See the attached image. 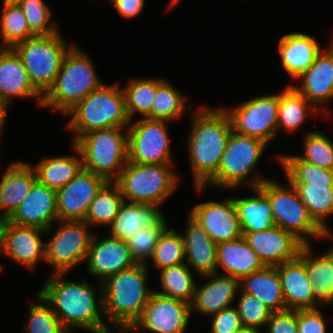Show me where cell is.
Here are the masks:
<instances>
[{
	"label": "cell",
	"mask_w": 333,
	"mask_h": 333,
	"mask_svg": "<svg viewBox=\"0 0 333 333\" xmlns=\"http://www.w3.org/2000/svg\"><path fill=\"white\" fill-rule=\"evenodd\" d=\"M16 97L35 98L42 106L43 96L31 84L19 55L13 48H0V103L8 109Z\"/></svg>",
	"instance_id": "obj_22"
},
{
	"label": "cell",
	"mask_w": 333,
	"mask_h": 333,
	"mask_svg": "<svg viewBox=\"0 0 333 333\" xmlns=\"http://www.w3.org/2000/svg\"><path fill=\"white\" fill-rule=\"evenodd\" d=\"M72 149L78 155L46 156L41 158L36 165H32L37 181L58 190L73 179L83 168V164L79 149L74 144H72Z\"/></svg>",
	"instance_id": "obj_34"
},
{
	"label": "cell",
	"mask_w": 333,
	"mask_h": 333,
	"mask_svg": "<svg viewBox=\"0 0 333 333\" xmlns=\"http://www.w3.org/2000/svg\"><path fill=\"white\" fill-rule=\"evenodd\" d=\"M235 333H263L261 329L242 326Z\"/></svg>",
	"instance_id": "obj_52"
},
{
	"label": "cell",
	"mask_w": 333,
	"mask_h": 333,
	"mask_svg": "<svg viewBox=\"0 0 333 333\" xmlns=\"http://www.w3.org/2000/svg\"><path fill=\"white\" fill-rule=\"evenodd\" d=\"M125 95L126 112L132 123L136 113L145 118L150 112L157 92V78H137L129 80L122 88Z\"/></svg>",
	"instance_id": "obj_39"
},
{
	"label": "cell",
	"mask_w": 333,
	"mask_h": 333,
	"mask_svg": "<svg viewBox=\"0 0 333 333\" xmlns=\"http://www.w3.org/2000/svg\"><path fill=\"white\" fill-rule=\"evenodd\" d=\"M243 237L264 266H277L295 259L305 245L294 234L278 226L264 231L246 233Z\"/></svg>",
	"instance_id": "obj_19"
},
{
	"label": "cell",
	"mask_w": 333,
	"mask_h": 333,
	"mask_svg": "<svg viewBox=\"0 0 333 333\" xmlns=\"http://www.w3.org/2000/svg\"><path fill=\"white\" fill-rule=\"evenodd\" d=\"M0 17V48H13L16 44L36 36L28 27L26 17L19 5L2 4Z\"/></svg>",
	"instance_id": "obj_40"
},
{
	"label": "cell",
	"mask_w": 333,
	"mask_h": 333,
	"mask_svg": "<svg viewBox=\"0 0 333 333\" xmlns=\"http://www.w3.org/2000/svg\"><path fill=\"white\" fill-rule=\"evenodd\" d=\"M188 214L203 227L216 245L243 237L232 197L223 202L210 200L198 203Z\"/></svg>",
	"instance_id": "obj_18"
},
{
	"label": "cell",
	"mask_w": 333,
	"mask_h": 333,
	"mask_svg": "<svg viewBox=\"0 0 333 333\" xmlns=\"http://www.w3.org/2000/svg\"><path fill=\"white\" fill-rule=\"evenodd\" d=\"M235 133L255 137L265 143L278 135L279 94L253 97L234 108L223 107Z\"/></svg>",
	"instance_id": "obj_13"
},
{
	"label": "cell",
	"mask_w": 333,
	"mask_h": 333,
	"mask_svg": "<svg viewBox=\"0 0 333 333\" xmlns=\"http://www.w3.org/2000/svg\"><path fill=\"white\" fill-rule=\"evenodd\" d=\"M113 8L125 18H134L143 12L145 0H110Z\"/></svg>",
	"instance_id": "obj_50"
},
{
	"label": "cell",
	"mask_w": 333,
	"mask_h": 333,
	"mask_svg": "<svg viewBox=\"0 0 333 333\" xmlns=\"http://www.w3.org/2000/svg\"><path fill=\"white\" fill-rule=\"evenodd\" d=\"M302 144L303 154L296 155L300 160L333 170V142L329 136L321 131H308Z\"/></svg>",
	"instance_id": "obj_42"
},
{
	"label": "cell",
	"mask_w": 333,
	"mask_h": 333,
	"mask_svg": "<svg viewBox=\"0 0 333 333\" xmlns=\"http://www.w3.org/2000/svg\"><path fill=\"white\" fill-rule=\"evenodd\" d=\"M320 112L290 84L279 93L278 133L293 132L301 128L310 113Z\"/></svg>",
	"instance_id": "obj_35"
},
{
	"label": "cell",
	"mask_w": 333,
	"mask_h": 333,
	"mask_svg": "<svg viewBox=\"0 0 333 333\" xmlns=\"http://www.w3.org/2000/svg\"><path fill=\"white\" fill-rule=\"evenodd\" d=\"M255 196H232L242 234L268 230L275 225L268 197L258 188H251Z\"/></svg>",
	"instance_id": "obj_33"
},
{
	"label": "cell",
	"mask_w": 333,
	"mask_h": 333,
	"mask_svg": "<svg viewBox=\"0 0 333 333\" xmlns=\"http://www.w3.org/2000/svg\"><path fill=\"white\" fill-rule=\"evenodd\" d=\"M278 41L281 66L292 80L305 72L323 50L315 37L302 32L283 35Z\"/></svg>",
	"instance_id": "obj_28"
},
{
	"label": "cell",
	"mask_w": 333,
	"mask_h": 333,
	"mask_svg": "<svg viewBox=\"0 0 333 333\" xmlns=\"http://www.w3.org/2000/svg\"><path fill=\"white\" fill-rule=\"evenodd\" d=\"M117 333H130L129 331H119Z\"/></svg>",
	"instance_id": "obj_55"
},
{
	"label": "cell",
	"mask_w": 333,
	"mask_h": 333,
	"mask_svg": "<svg viewBox=\"0 0 333 333\" xmlns=\"http://www.w3.org/2000/svg\"><path fill=\"white\" fill-rule=\"evenodd\" d=\"M147 264H135L108 277L102 285L103 313L113 331H128L140 318L153 289Z\"/></svg>",
	"instance_id": "obj_3"
},
{
	"label": "cell",
	"mask_w": 333,
	"mask_h": 333,
	"mask_svg": "<svg viewBox=\"0 0 333 333\" xmlns=\"http://www.w3.org/2000/svg\"><path fill=\"white\" fill-rule=\"evenodd\" d=\"M123 202L118 185L115 182H107L91 202L84 221L91 228L100 225L108 227L117 216Z\"/></svg>",
	"instance_id": "obj_38"
},
{
	"label": "cell",
	"mask_w": 333,
	"mask_h": 333,
	"mask_svg": "<svg viewBox=\"0 0 333 333\" xmlns=\"http://www.w3.org/2000/svg\"><path fill=\"white\" fill-rule=\"evenodd\" d=\"M178 2H179V0H171L169 2L168 9H171V7L175 6V4H177Z\"/></svg>",
	"instance_id": "obj_54"
},
{
	"label": "cell",
	"mask_w": 333,
	"mask_h": 333,
	"mask_svg": "<svg viewBox=\"0 0 333 333\" xmlns=\"http://www.w3.org/2000/svg\"><path fill=\"white\" fill-rule=\"evenodd\" d=\"M94 234L86 257L87 271L104 282L108 277L136 264L125 240L97 239Z\"/></svg>",
	"instance_id": "obj_21"
},
{
	"label": "cell",
	"mask_w": 333,
	"mask_h": 333,
	"mask_svg": "<svg viewBox=\"0 0 333 333\" xmlns=\"http://www.w3.org/2000/svg\"><path fill=\"white\" fill-rule=\"evenodd\" d=\"M172 166L127 162L114 182L124 201L160 207L178 186L179 176Z\"/></svg>",
	"instance_id": "obj_8"
},
{
	"label": "cell",
	"mask_w": 333,
	"mask_h": 333,
	"mask_svg": "<svg viewBox=\"0 0 333 333\" xmlns=\"http://www.w3.org/2000/svg\"><path fill=\"white\" fill-rule=\"evenodd\" d=\"M310 244L304 245L299 257L304 261L314 298L322 305L333 304V247L320 256H313Z\"/></svg>",
	"instance_id": "obj_29"
},
{
	"label": "cell",
	"mask_w": 333,
	"mask_h": 333,
	"mask_svg": "<svg viewBox=\"0 0 333 333\" xmlns=\"http://www.w3.org/2000/svg\"><path fill=\"white\" fill-rule=\"evenodd\" d=\"M212 316L210 333H235L242 327L240 316L235 306L222 309Z\"/></svg>",
	"instance_id": "obj_48"
},
{
	"label": "cell",
	"mask_w": 333,
	"mask_h": 333,
	"mask_svg": "<svg viewBox=\"0 0 333 333\" xmlns=\"http://www.w3.org/2000/svg\"><path fill=\"white\" fill-rule=\"evenodd\" d=\"M322 315L318 308L298 310L299 333H327V325Z\"/></svg>",
	"instance_id": "obj_49"
},
{
	"label": "cell",
	"mask_w": 333,
	"mask_h": 333,
	"mask_svg": "<svg viewBox=\"0 0 333 333\" xmlns=\"http://www.w3.org/2000/svg\"><path fill=\"white\" fill-rule=\"evenodd\" d=\"M267 333H299L298 310L272 312L265 327Z\"/></svg>",
	"instance_id": "obj_47"
},
{
	"label": "cell",
	"mask_w": 333,
	"mask_h": 333,
	"mask_svg": "<svg viewBox=\"0 0 333 333\" xmlns=\"http://www.w3.org/2000/svg\"><path fill=\"white\" fill-rule=\"evenodd\" d=\"M8 221L20 226L40 228L49 234L54 221H58L56 190L36 181Z\"/></svg>",
	"instance_id": "obj_20"
},
{
	"label": "cell",
	"mask_w": 333,
	"mask_h": 333,
	"mask_svg": "<svg viewBox=\"0 0 333 333\" xmlns=\"http://www.w3.org/2000/svg\"><path fill=\"white\" fill-rule=\"evenodd\" d=\"M264 267L257 254L244 237L225 241L217 245V272L224 269L225 275L237 279L259 271Z\"/></svg>",
	"instance_id": "obj_31"
},
{
	"label": "cell",
	"mask_w": 333,
	"mask_h": 333,
	"mask_svg": "<svg viewBox=\"0 0 333 333\" xmlns=\"http://www.w3.org/2000/svg\"><path fill=\"white\" fill-rule=\"evenodd\" d=\"M187 98L171 85L167 79L157 78V92L151 107V112L145 117L152 120H165L168 122L180 119L181 115H186V110H192L186 105Z\"/></svg>",
	"instance_id": "obj_36"
},
{
	"label": "cell",
	"mask_w": 333,
	"mask_h": 333,
	"mask_svg": "<svg viewBox=\"0 0 333 333\" xmlns=\"http://www.w3.org/2000/svg\"><path fill=\"white\" fill-rule=\"evenodd\" d=\"M237 312L240 316L242 326L261 329L266 326L272 311L264 305L257 297L246 292H238Z\"/></svg>",
	"instance_id": "obj_46"
},
{
	"label": "cell",
	"mask_w": 333,
	"mask_h": 333,
	"mask_svg": "<svg viewBox=\"0 0 333 333\" xmlns=\"http://www.w3.org/2000/svg\"><path fill=\"white\" fill-rule=\"evenodd\" d=\"M24 0H3V4H8V5H19L21 2Z\"/></svg>",
	"instance_id": "obj_53"
},
{
	"label": "cell",
	"mask_w": 333,
	"mask_h": 333,
	"mask_svg": "<svg viewBox=\"0 0 333 333\" xmlns=\"http://www.w3.org/2000/svg\"><path fill=\"white\" fill-rule=\"evenodd\" d=\"M163 216L156 205L124 201L108 226L110 237L126 241L140 229L154 226Z\"/></svg>",
	"instance_id": "obj_30"
},
{
	"label": "cell",
	"mask_w": 333,
	"mask_h": 333,
	"mask_svg": "<svg viewBox=\"0 0 333 333\" xmlns=\"http://www.w3.org/2000/svg\"><path fill=\"white\" fill-rule=\"evenodd\" d=\"M327 48L323 49L312 65L298 77L302 79L300 86L290 84L316 109L323 111L324 115L326 110L320 104L333 98V41Z\"/></svg>",
	"instance_id": "obj_23"
},
{
	"label": "cell",
	"mask_w": 333,
	"mask_h": 333,
	"mask_svg": "<svg viewBox=\"0 0 333 333\" xmlns=\"http://www.w3.org/2000/svg\"><path fill=\"white\" fill-rule=\"evenodd\" d=\"M8 110L0 103V135L2 133V128L4 127L5 118L7 116Z\"/></svg>",
	"instance_id": "obj_51"
},
{
	"label": "cell",
	"mask_w": 333,
	"mask_h": 333,
	"mask_svg": "<svg viewBox=\"0 0 333 333\" xmlns=\"http://www.w3.org/2000/svg\"><path fill=\"white\" fill-rule=\"evenodd\" d=\"M89 56L76 44L67 52L53 86L43 96L41 107L65 115L103 83Z\"/></svg>",
	"instance_id": "obj_6"
},
{
	"label": "cell",
	"mask_w": 333,
	"mask_h": 333,
	"mask_svg": "<svg viewBox=\"0 0 333 333\" xmlns=\"http://www.w3.org/2000/svg\"><path fill=\"white\" fill-rule=\"evenodd\" d=\"M66 274L52 273L38 291L63 327L69 333H74L75 328L90 333H114L115 330L103 321L102 285L97 294L95 285H90L86 279L80 282L62 279Z\"/></svg>",
	"instance_id": "obj_1"
},
{
	"label": "cell",
	"mask_w": 333,
	"mask_h": 333,
	"mask_svg": "<svg viewBox=\"0 0 333 333\" xmlns=\"http://www.w3.org/2000/svg\"><path fill=\"white\" fill-rule=\"evenodd\" d=\"M150 259L154 267L159 270L185 263L184 241L181 232L167 227L160 235Z\"/></svg>",
	"instance_id": "obj_41"
},
{
	"label": "cell",
	"mask_w": 333,
	"mask_h": 333,
	"mask_svg": "<svg viewBox=\"0 0 333 333\" xmlns=\"http://www.w3.org/2000/svg\"><path fill=\"white\" fill-rule=\"evenodd\" d=\"M56 231L46 242L45 262L52 273H67L86 261L93 237L85 221H57Z\"/></svg>",
	"instance_id": "obj_12"
},
{
	"label": "cell",
	"mask_w": 333,
	"mask_h": 333,
	"mask_svg": "<svg viewBox=\"0 0 333 333\" xmlns=\"http://www.w3.org/2000/svg\"><path fill=\"white\" fill-rule=\"evenodd\" d=\"M186 263H180L160 270L162 291L155 292L191 304L196 290L194 273Z\"/></svg>",
	"instance_id": "obj_37"
},
{
	"label": "cell",
	"mask_w": 333,
	"mask_h": 333,
	"mask_svg": "<svg viewBox=\"0 0 333 333\" xmlns=\"http://www.w3.org/2000/svg\"><path fill=\"white\" fill-rule=\"evenodd\" d=\"M38 301H30L25 333H69L53 312L51 306L37 293Z\"/></svg>",
	"instance_id": "obj_43"
},
{
	"label": "cell",
	"mask_w": 333,
	"mask_h": 333,
	"mask_svg": "<svg viewBox=\"0 0 333 333\" xmlns=\"http://www.w3.org/2000/svg\"><path fill=\"white\" fill-rule=\"evenodd\" d=\"M68 44L61 32L36 35L16 44L19 55L34 88L44 96L53 86L67 52L74 46Z\"/></svg>",
	"instance_id": "obj_10"
},
{
	"label": "cell",
	"mask_w": 333,
	"mask_h": 333,
	"mask_svg": "<svg viewBox=\"0 0 333 333\" xmlns=\"http://www.w3.org/2000/svg\"><path fill=\"white\" fill-rule=\"evenodd\" d=\"M165 219L163 216L154 226L142 228L126 240L136 264H147L152 257L160 235L169 226Z\"/></svg>",
	"instance_id": "obj_44"
},
{
	"label": "cell",
	"mask_w": 333,
	"mask_h": 333,
	"mask_svg": "<svg viewBox=\"0 0 333 333\" xmlns=\"http://www.w3.org/2000/svg\"><path fill=\"white\" fill-rule=\"evenodd\" d=\"M165 120L139 118L127 128L128 162L135 164H174Z\"/></svg>",
	"instance_id": "obj_14"
},
{
	"label": "cell",
	"mask_w": 333,
	"mask_h": 333,
	"mask_svg": "<svg viewBox=\"0 0 333 333\" xmlns=\"http://www.w3.org/2000/svg\"><path fill=\"white\" fill-rule=\"evenodd\" d=\"M0 179V220H8L27 196L37 181L35 171L29 163L13 161Z\"/></svg>",
	"instance_id": "obj_26"
},
{
	"label": "cell",
	"mask_w": 333,
	"mask_h": 333,
	"mask_svg": "<svg viewBox=\"0 0 333 333\" xmlns=\"http://www.w3.org/2000/svg\"><path fill=\"white\" fill-rule=\"evenodd\" d=\"M123 129L126 130L123 133ZM128 131L108 128L88 132L74 145L82 156L83 169L114 182L128 162Z\"/></svg>",
	"instance_id": "obj_9"
},
{
	"label": "cell",
	"mask_w": 333,
	"mask_h": 333,
	"mask_svg": "<svg viewBox=\"0 0 333 333\" xmlns=\"http://www.w3.org/2000/svg\"><path fill=\"white\" fill-rule=\"evenodd\" d=\"M107 182L82 168L64 187L56 190L58 221H84L91 202Z\"/></svg>",
	"instance_id": "obj_17"
},
{
	"label": "cell",
	"mask_w": 333,
	"mask_h": 333,
	"mask_svg": "<svg viewBox=\"0 0 333 333\" xmlns=\"http://www.w3.org/2000/svg\"><path fill=\"white\" fill-rule=\"evenodd\" d=\"M276 268L281 280L285 310L317 309L322 306L313 296L305 263L299 256Z\"/></svg>",
	"instance_id": "obj_25"
},
{
	"label": "cell",
	"mask_w": 333,
	"mask_h": 333,
	"mask_svg": "<svg viewBox=\"0 0 333 333\" xmlns=\"http://www.w3.org/2000/svg\"><path fill=\"white\" fill-rule=\"evenodd\" d=\"M187 227L181 232L184 241V255L186 264L200 275L217 272V245L203 227L187 214Z\"/></svg>",
	"instance_id": "obj_27"
},
{
	"label": "cell",
	"mask_w": 333,
	"mask_h": 333,
	"mask_svg": "<svg viewBox=\"0 0 333 333\" xmlns=\"http://www.w3.org/2000/svg\"><path fill=\"white\" fill-rule=\"evenodd\" d=\"M191 316L190 304L153 291L142 315L128 331L185 333Z\"/></svg>",
	"instance_id": "obj_15"
},
{
	"label": "cell",
	"mask_w": 333,
	"mask_h": 333,
	"mask_svg": "<svg viewBox=\"0 0 333 333\" xmlns=\"http://www.w3.org/2000/svg\"><path fill=\"white\" fill-rule=\"evenodd\" d=\"M46 230L0 222V253L14 262L34 271L39 260L45 261Z\"/></svg>",
	"instance_id": "obj_16"
},
{
	"label": "cell",
	"mask_w": 333,
	"mask_h": 333,
	"mask_svg": "<svg viewBox=\"0 0 333 333\" xmlns=\"http://www.w3.org/2000/svg\"><path fill=\"white\" fill-rule=\"evenodd\" d=\"M64 116H70L67 123L74 135L73 144L84 134L108 128H128L131 121L126 112L125 95L116 83L104 82L72 107Z\"/></svg>",
	"instance_id": "obj_5"
},
{
	"label": "cell",
	"mask_w": 333,
	"mask_h": 333,
	"mask_svg": "<svg viewBox=\"0 0 333 333\" xmlns=\"http://www.w3.org/2000/svg\"><path fill=\"white\" fill-rule=\"evenodd\" d=\"M200 277L207 278L208 282L199 287L196 285L190 304L191 313L196 311L204 316H212L234 304L235 297L240 290L239 279L225 275V273L221 275L220 272Z\"/></svg>",
	"instance_id": "obj_24"
},
{
	"label": "cell",
	"mask_w": 333,
	"mask_h": 333,
	"mask_svg": "<svg viewBox=\"0 0 333 333\" xmlns=\"http://www.w3.org/2000/svg\"><path fill=\"white\" fill-rule=\"evenodd\" d=\"M240 291L261 300L272 312L285 310L281 280L276 266H264L261 270L239 280Z\"/></svg>",
	"instance_id": "obj_32"
},
{
	"label": "cell",
	"mask_w": 333,
	"mask_h": 333,
	"mask_svg": "<svg viewBox=\"0 0 333 333\" xmlns=\"http://www.w3.org/2000/svg\"><path fill=\"white\" fill-rule=\"evenodd\" d=\"M187 150L195 186H204L218 171L228 138L233 131L223 107L192 110Z\"/></svg>",
	"instance_id": "obj_2"
},
{
	"label": "cell",
	"mask_w": 333,
	"mask_h": 333,
	"mask_svg": "<svg viewBox=\"0 0 333 333\" xmlns=\"http://www.w3.org/2000/svg\"><path fill=\"white\" fill-rule=\"evenodd\" d=\"M277 159L310 216L332 238L325 220L333 214V170L300 160L296 154L278 155Z\"/></svg>",
	"instance_id": "obj_4"
},
{
	"label": "cell",
	"mask_w": 333,
	"mask_h": 333,
	"mask_svg": "<svg viewBox=\"0 0 333 333\" xmlns=\"http://www.w3.org/2000/svg\"><path fill=\"white\" fill-rule=\"evenodd\" d=\"M29 29L35 35H51L60 32L56 22H51L52 10L43 0H24L19 4Z\"/></svg>",
	"instance_id": "obj_45"
},
{
	"label": "cell",
	"mask_w": 333,
	"mask_h": 333,
	"mask_svg": "<svg viewBox=\"0 0 333 333\" xmlns=\"http://www.w3.org/2000/svg\"><path fill=\"white\" fill-rule=\"evenodd\" d=\"M287 183L283 186L270 178L258 187L270 201L275 225L294 234L305 245L310 244V237L331 240L330 235L310 216L296 188Z\"/></svg>",
	"instance_id": "obj_11"
},
{
	"label": "cell",
	"mask_w": 333,
	"mask_h": 333,
	"mask_svg": "<svg viewBox=\"0 0 333 333\" xmlns=\"http://www.w3.org/2000/svg\"><path fill=\"white\" fill-rule=\"evenodd\" d=\"M267 145L261 139L243 136L232 131L217 173L204 186H195V190L198 193L203 192L202 190L206 187L235 190L240 188L243 183H247L245 181H250L248 184L252 188L259 187L268 178H261L259 175L251 180L247 179L254 172V168L263 156Z\"/></svg>",
	"instance_id": "obj_7"
}]
</instances>
